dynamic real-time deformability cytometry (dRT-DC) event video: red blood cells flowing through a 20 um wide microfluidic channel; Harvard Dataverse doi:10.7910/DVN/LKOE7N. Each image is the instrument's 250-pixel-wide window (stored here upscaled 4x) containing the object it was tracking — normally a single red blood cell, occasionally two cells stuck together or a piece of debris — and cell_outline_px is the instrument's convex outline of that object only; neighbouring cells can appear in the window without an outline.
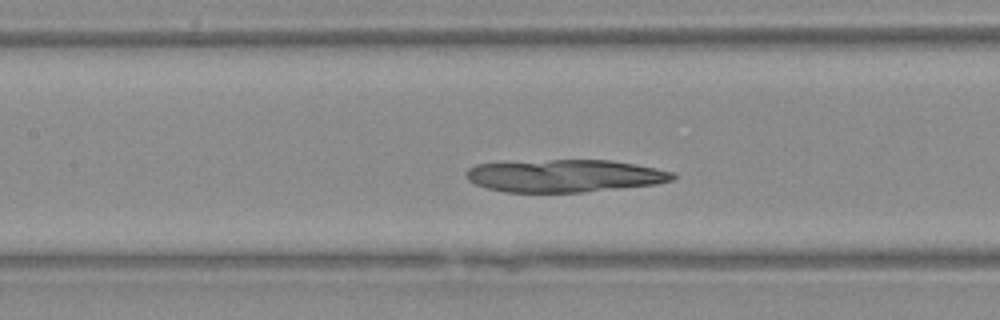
{"species": "Egyptian fruit bat (a non-hibernating species)", "species_latin": "Rousettus aegyptiacus", "temperature_condition": "warm", "stored_images_in_passage": 35, "camera_frame_rate_fps": 3000, "um_per_image_px": 0.085, "animal": {"sex": "female"}, "frame": {"image": 1, "passage_image": 13, "time_ms": 4.0, "image_size_px": [1000, 320], "cell_outline_px": [[676, 176], [672, 180], [656, 184], [584, 192], [504, 192], [488, 188], [476, 184], [468, 180], [464, 176], [464, 172], [468, 168], [476, 164], [504, 160], [608, 160], [636, 164], [676, 172]], "centroid_in_image_um": [47.92, 14.92], "position_along_channel_um": 159.5, "area_um2": 39.88}}
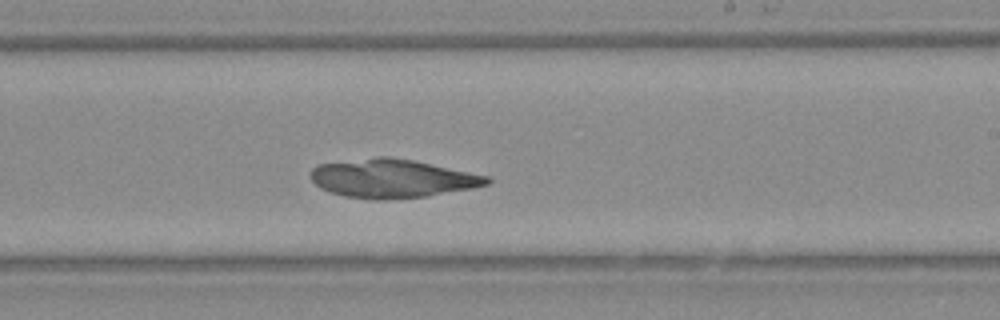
{"frame": {"image": 2, "passage_image": 19, "time_ms": 6.0, "image_size_px": [1000, 320], "cell_outline_px": [[492, 180], [488, 184], [472, 188], [428, 196], [384, 200], [372, 200], [344, 196], [328, 192], [320, 188], [312, 180], [312, 168], [320, 164], [376, 156], [388, 156], [412, 160], [488, 176]], "centroid_in_image_um": [33.32, 15.18], "position_along_channel_um": 255.7, "area_um2": 39.54}}
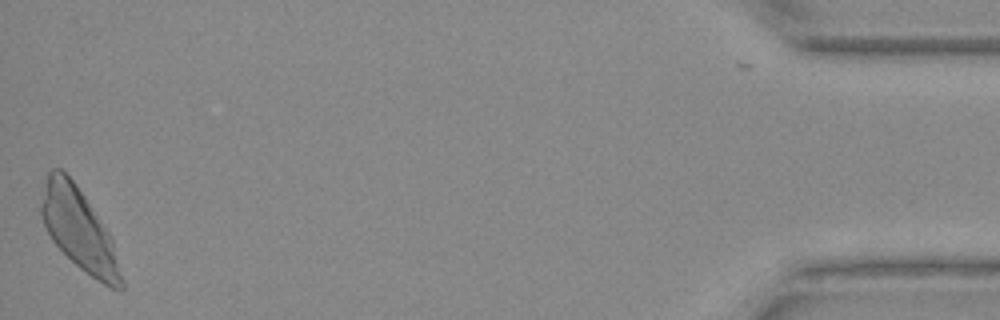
{"frame": {"image": 3, "passage_image": 35, "time_ms": 11.333, "image_size_px": [1000, 320], "cell_outline_px": [[124, 288], [120, 292], [96, 280], [80, 268], [52, 240], [44, 224], [40, 212], [40, 204], [48, 172], [52, 168], [60, 168], [76, 184], [108, 232], [112, 240], [124, 284]], "centroid_in_image_um": [6.71, 19.52], "position_along_channel_um": 428.5, "area_um2": 37.28}}